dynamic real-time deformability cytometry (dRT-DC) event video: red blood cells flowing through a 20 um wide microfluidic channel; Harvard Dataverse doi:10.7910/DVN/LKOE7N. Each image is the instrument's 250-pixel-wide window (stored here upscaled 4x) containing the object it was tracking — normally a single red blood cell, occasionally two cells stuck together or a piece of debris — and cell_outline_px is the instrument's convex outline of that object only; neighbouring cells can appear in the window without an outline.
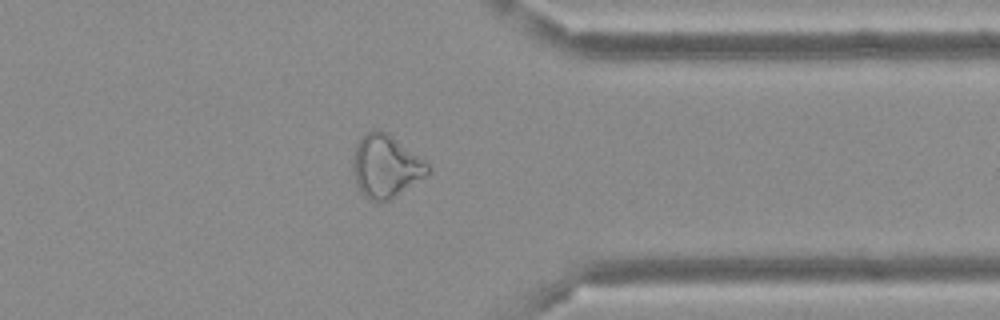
{"species": "Egyptian fruit bat (a non-hibernating species)", "species_latin": "Rousettus aegyptiacus", "temperature_condition": "cold", "stored_images_in_passage": 43, "camera_frame_rate_fps": 3000, "um_per_image_px": 0.085, "frame": {"image": 1, "passage_image": 37, "time_ms": 12.0, "image_size_px": [1000, 320], "cell_outline_px": [[432, 172], [388, 200], [368, 200], [364, 196], [356, 184], [352, 168], [352, 164], [356, 144], [372, 128], [376, 128], [388, 132], [428, 160], [432, 168]], "centroid_in_image_um": [32.84, 14.08], "position_along_channel_um": 378.6, "area_um2": 27.74}}